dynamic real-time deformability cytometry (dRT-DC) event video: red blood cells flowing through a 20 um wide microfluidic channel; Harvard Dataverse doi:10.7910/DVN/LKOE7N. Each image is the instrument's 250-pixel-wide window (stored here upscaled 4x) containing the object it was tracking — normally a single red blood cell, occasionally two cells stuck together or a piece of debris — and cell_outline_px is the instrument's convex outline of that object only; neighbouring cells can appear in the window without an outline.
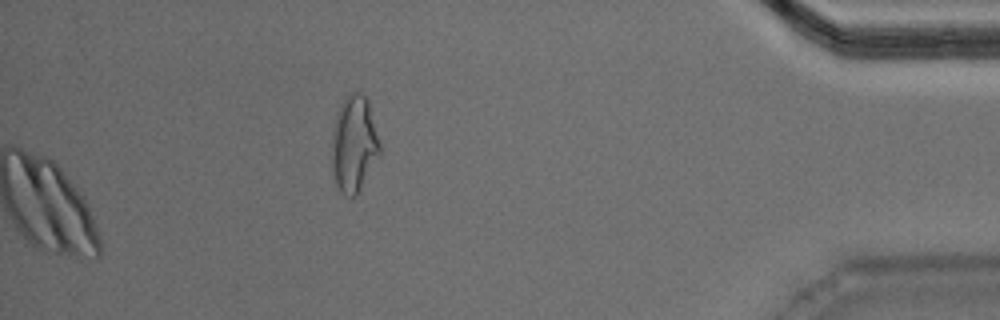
{"species": "Egyptian fruit bat (a non-hibernating species)", "species_latin": "Rousettus aegyptiacus", "temperature_condition": "warm", "stored_images_in_passage": 39, "camera_frame_rate_fps": 3000, "um_per_image_px": 0.085, "animal": {"sex": "male"}, "frame": {"image": 1, "passage_image": 39, "time_ms": 12.667, "image_size_px": [1000, 320], "cell_outline_px": [[380, 152], [356, 196], [344, 196], [336, 188], [332, 168], [332, 128], [340, 104], [344, 96], [352, 92], [360, 92], [368, 100], [380, 144]], "centroid_in_image_um": [30.05, 12.23], "position_along_channel_um": 405.1, "area_um2": 26.93}}